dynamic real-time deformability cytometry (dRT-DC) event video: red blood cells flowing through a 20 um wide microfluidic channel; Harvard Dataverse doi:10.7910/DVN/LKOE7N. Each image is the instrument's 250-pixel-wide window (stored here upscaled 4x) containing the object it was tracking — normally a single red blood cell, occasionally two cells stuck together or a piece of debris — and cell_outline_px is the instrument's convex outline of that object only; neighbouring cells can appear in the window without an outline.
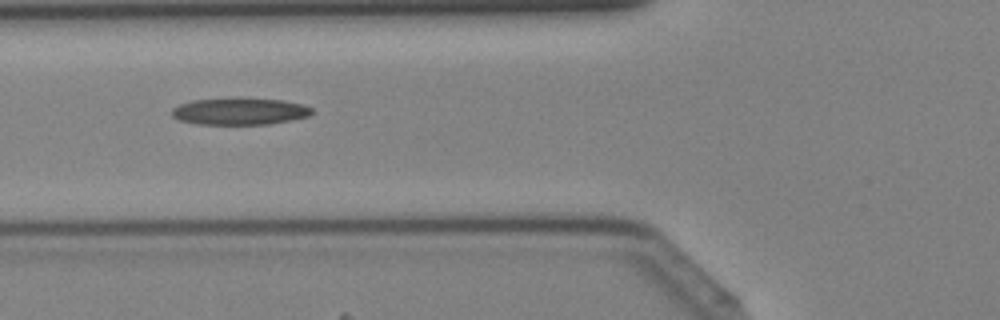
{"species": "Egyptian fruit bat (a non-hibernating species)", "species_latin": "Rousettus aegyptiacus", "temperature_condition": "cold", "stored_images_in_passage": 43, "segment_of_instrument_passage": [1, 2], "camera_frame_rate_fps": 3000, "um_per_image_px": 0.085, "animal": {"sex": "female"}, "frame": {"image": 1, "passage_image": 16, "time_ms": 5.0, "image_size_px": [1000, 320], "cell_outline_px": [[312, 112], [308, 116], [268, 124], [196, 124], [180, 120], [172, 116], [172, 108], [180, 104], [192, 100], [284, 100], [300, 104], [312, 108]], "centroid_in_image_um": [20.34, 9.49], "position_along_channel_um": 105.5, "area_um2": 20.98}}
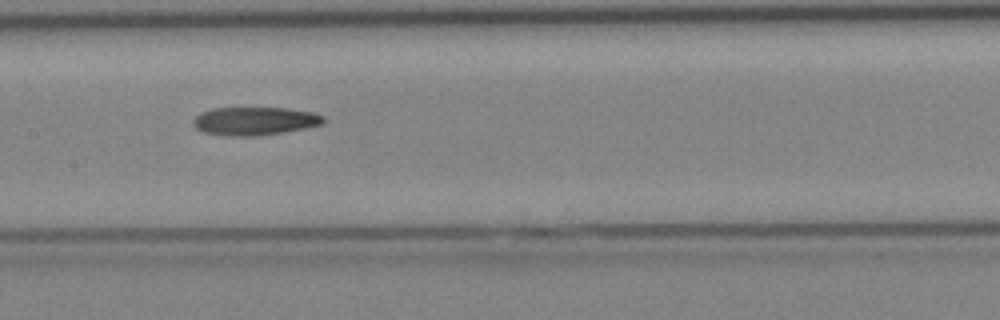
{"frame": {"image": 2, "passage_image": 21, "time_ms": 6.667, "image_size_px": [1000, 320], "cell_outline_px": [[324, 124], [304, 128], [256, 136], [232, 136], [204, 132], [196, 128], [192, 124], [192, 120], [200, 112], [212, 108], [288, 108], [312, 112], [324, 116]], "centroid_in_image_um": [21.63, 10.28], "position_along_channel_um": 185.8, "area_um2": 21.33}}
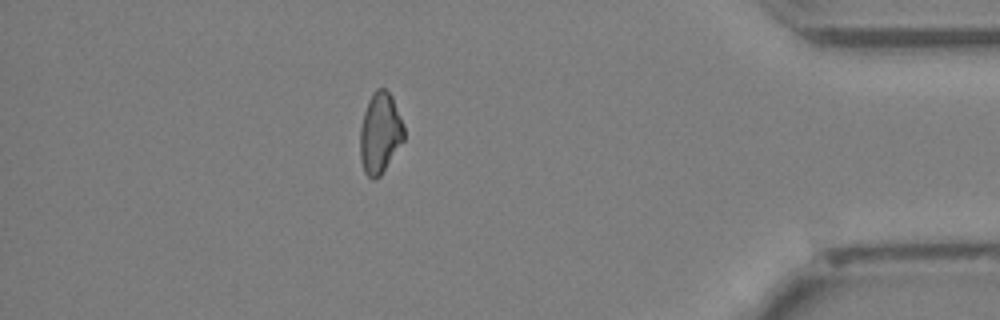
{"frame": {"image": 3, "passage_image": 37, "time_ms": 12.0, "image_size_px": [1000, 320], "cell_outline_px": [[404, 140], [380, 176], [376, 180], [372, 180], [364, 172], [360, 160], [360, 128], [364, 112], [368, 100], [372, 92], [376, 88], [384, 88], [392, 96], [404, 124]], "centroid_in_image_um": [32.3, 11.31], "position_along_channel_um": 402.9, "area_um2": 20.87}}